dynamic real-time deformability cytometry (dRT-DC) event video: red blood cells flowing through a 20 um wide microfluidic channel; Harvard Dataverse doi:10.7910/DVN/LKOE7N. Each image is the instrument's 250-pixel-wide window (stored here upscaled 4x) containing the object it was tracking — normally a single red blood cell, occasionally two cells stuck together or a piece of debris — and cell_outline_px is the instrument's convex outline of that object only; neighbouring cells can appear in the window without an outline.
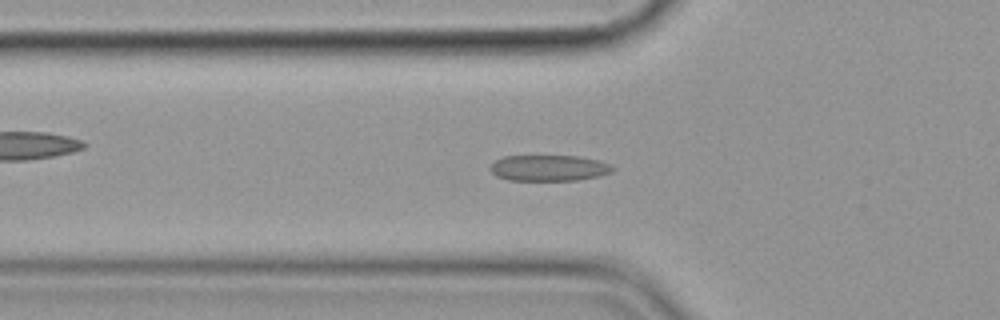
{"species": "common noctule bat (a hibernating species)", "species_latin": "Nyctalus noctula", "temperature_condition": "cold", "stored_images_in_passage": 57, "camera_frame_rate_fps": 3000, "um_per_image_px": 0.085, "animal": {"sex": "female", "body_mass_g": 19.9}, "frame": {"image": 1, "passage_image": 19, "time_ms": 6.0, "image_size_px": [1000, 320], "cell_outline_px": [[616, 168], [612, 172], [596, 176], [576, 180], [508, 180], [496, 176], [488, 168], [496, 160], [504, 156], [580, 156], [600, 160], [612, 164]], "centroid_in_image_um": [46.68, 14.27], "position_along_channel_um": 79.1, "area_um2": 18.61}}
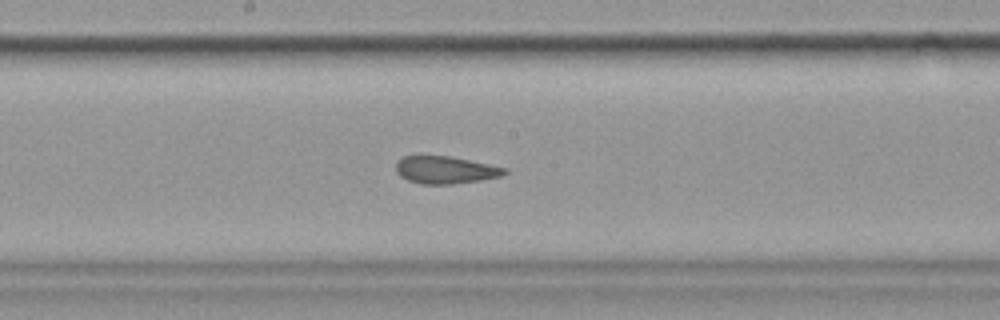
{"frame": {"image": 2, "passage_image": 30, "time_ms": 9.667, "image_size_px": [1000, 320], "cell_outline_px": [[508, 172], [500, 176], [480, 180], [452, 184], [420, 184], [408, 180], [400, 176], [396, 172], [396, 160], [404, 156], [448, 156], [508, 168]], "centroid_in_image_um": [37.83, 14.45], "position_along_channel_um": 210.4, "area_um2": 17.28}}
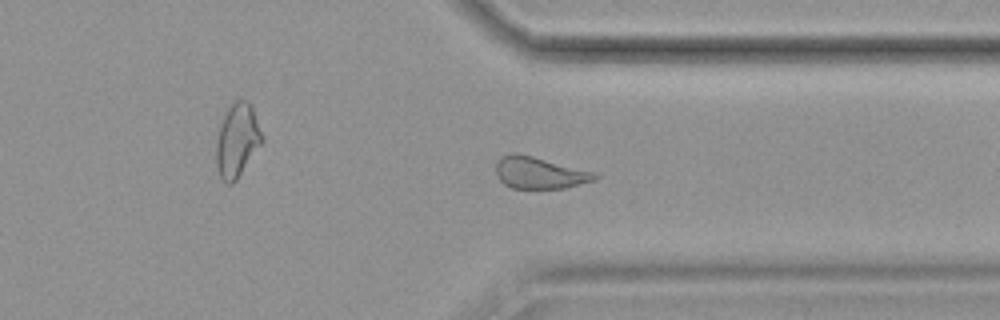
{"frame": {"image": 3, "passage_image": 43, "time_ms": 14.0, "image_size_px": [1000, 320], "cell_outline_px": [[600, 176], [596, 180], [564, 188], [512, 188], [504, 184], [496, 176], [496, 164], [500, 156], [512, 152], [516, 152], [532, 156], [592, 172]], "centroid_in_image_um": [45.8, 14.69], "position_along_channel_um": 365.6, "area_um2": 18.15}, "authors_computed_cell_mechanics": {"area_um2": 19.4786, "velocity_mm_per_s": 3.5724, "shape_relaxation_time_tau1_ms": null, "shape_relaxation_time_tau2_ms": 2.9759, "deformation_change_tau1": null, "deformation_change_tau2": 0.1023}}